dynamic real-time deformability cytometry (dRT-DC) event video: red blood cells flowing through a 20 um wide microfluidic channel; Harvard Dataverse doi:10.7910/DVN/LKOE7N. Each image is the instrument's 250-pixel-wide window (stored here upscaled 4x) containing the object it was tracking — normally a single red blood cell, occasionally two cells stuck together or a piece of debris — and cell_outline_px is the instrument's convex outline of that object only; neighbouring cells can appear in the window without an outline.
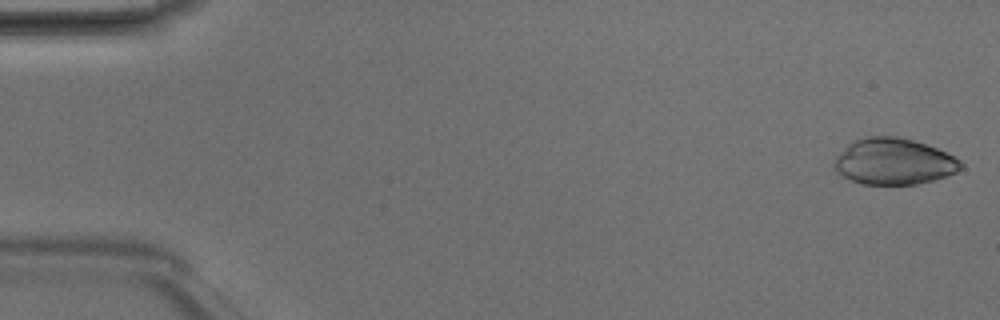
{"species": "Egyptian fruit bat (a non-hibernating species)", "species_latin": "Rousettus aegyptiacus", "temperature_condition": "room temperature", "stored_images_in_passage": 3, "camera_frame_rate_fps": 3000, "um_per_image_px": 0.085, "animal": {"sex": "male"}, "frame": {"image": 1, "passage_image": 1, "time_ms": 0.0, "image_size_px": [1000, 320], "cell_outline_px": [[964, 168], [956, 172], [932, 180], [916, 184], [864, 184], [852, 180], [836, 172], [836, 156], [848, 144], [864, 136], [896, 136], [912, 140], [936, 148], [960, 160], [964, 164]], "centroid_in_image_um": [75.99, 13.72], "position_along_channel_um": 9.0, "area_um2": 33.7}}